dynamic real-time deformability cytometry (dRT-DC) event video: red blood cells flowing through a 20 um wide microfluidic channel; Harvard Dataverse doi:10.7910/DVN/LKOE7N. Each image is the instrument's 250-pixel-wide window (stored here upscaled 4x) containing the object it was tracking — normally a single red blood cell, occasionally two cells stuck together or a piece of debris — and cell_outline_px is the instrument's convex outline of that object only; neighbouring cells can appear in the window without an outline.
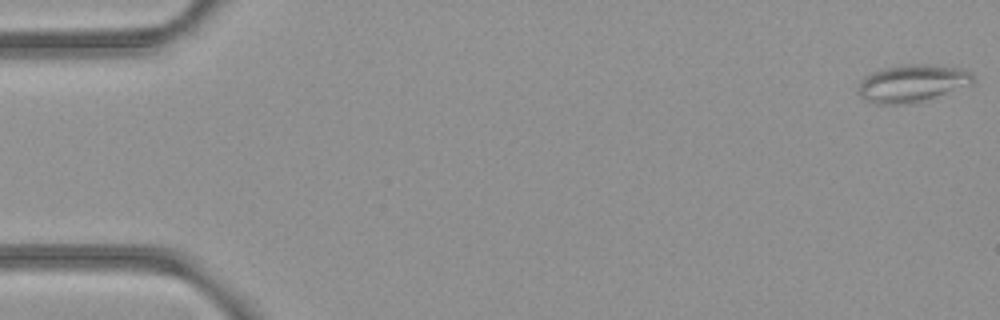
{"species": "common noctule bat (a hibernating species)", "species_latin": "Nyctalus noctula", "temperature_condition": "room temperature", "stored_images_in_passage": 5, "camera_frame_rate_fps": 3000, "um_per_image_px": 0.085, "animal": {"sex": "female", "body_mass_g": 21.9}, "frame": {"image": 1, "passage_image": 1, "time_ms": 0.0, "image_size_px": [1000, 320], "cell_outline_px": [[972, 84], [920, 100], [900, 104], [876, 104], [864, 100], [856, 92], [860, 80], [864, 76], [872, 72], [904, 64], [924, 64], [964, 68], [972, 72]], "centroid_in_image_um": [77.47, 7.06], "position_along_channel_um": 7.5, "area_um2": 24.62}}